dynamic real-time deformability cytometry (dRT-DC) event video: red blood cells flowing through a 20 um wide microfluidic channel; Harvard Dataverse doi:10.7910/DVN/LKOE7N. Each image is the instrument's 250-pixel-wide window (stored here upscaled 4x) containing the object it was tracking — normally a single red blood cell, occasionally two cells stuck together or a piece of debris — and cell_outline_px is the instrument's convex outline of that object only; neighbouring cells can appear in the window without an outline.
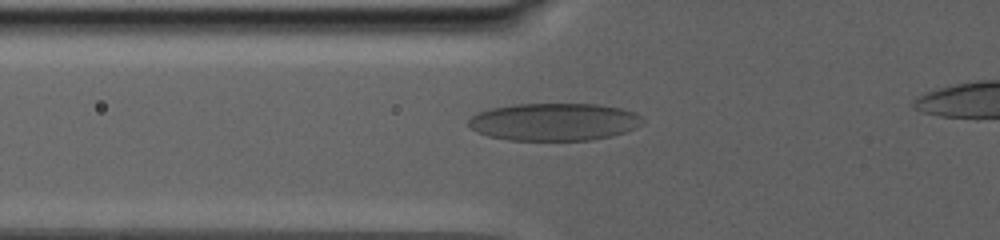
{"species": "human", "species_latin": "Homo sapiens", "temperature_condition": "warm", "stored_images_in_passage": 68, "camera_frame_rate_fps": 3000, "um_per_image_px": 0.085, "donor": {"sex": "male"}, "frame": {"image": 1, "passage_image": 13, "time_ms": 3.333, "image_size_px": [1000, 240], "cell_outline_px": [[644, 124], [624, 132], [592, 140], [508, 140], [488, 136], [472, 128], [468, 124], [468, 120], [472, 116], [488, 108], [512, 104], [596, 104], [620, 108], [636, 112], [644, 120]], "centroid_in_image_um": [47.11, 10.35], "position_along_channel_um": 78.7, "area_um2": 38.09}}
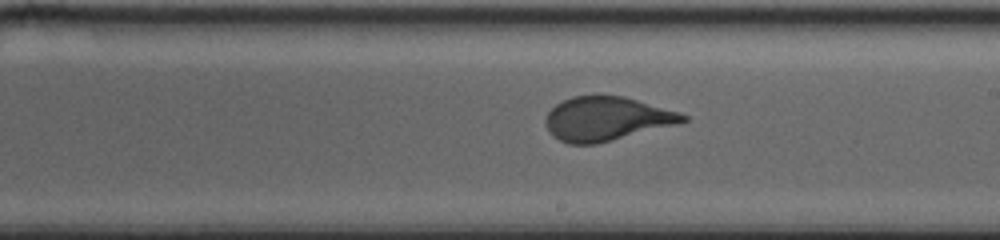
{"frame": {"image": 2, "passage_image": 35, "time_ms": 9.333, "image_size_px": [1000, 240], "cell_outline_px": [[688, 120], [680, 124], [596, 144], [568, 144], [552, 136], [548, 132], [544, 120], [548, 112], [556, 104], [572, 96], [624, 96], [680, 112], [688, 116]], "centroid_in_image_um": [51.57, 10.11], "position_along_channel_um": 237.4, "area_um2": 35.32}}
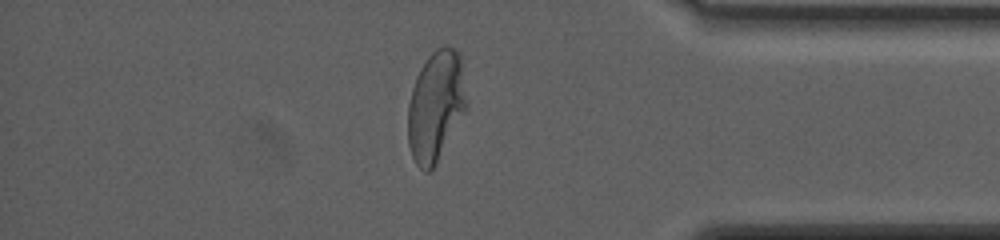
{"frame": {"image": 3, "passage_image": 60, "time_ms": 16.0, "image_size_px": [1000, 240], "cell_outline_px": [[468, 108], [436, 164], [428, 172], [424, 172], [416, 164], [412, 156], [408, 144], [408, 104], [412, 88], [416, 76], [420, 68], [428, 56], [436, 48], [444, 44], [460, 52], [468, 104]], "centroid_in_image_um": [37.06, 9.0], "position_along_channel_um": 398.1, "area_um2": 38.26}}